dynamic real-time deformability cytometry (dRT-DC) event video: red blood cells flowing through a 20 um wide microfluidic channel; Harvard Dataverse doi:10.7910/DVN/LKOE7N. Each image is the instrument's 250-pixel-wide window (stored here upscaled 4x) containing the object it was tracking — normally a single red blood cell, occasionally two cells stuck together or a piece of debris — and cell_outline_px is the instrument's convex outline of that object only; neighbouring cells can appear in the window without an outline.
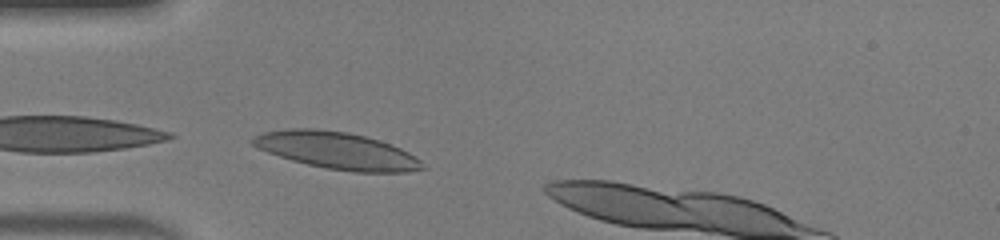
{"species": "human", "species_latin": "Homo sapiens", "temperature_condition": "warm", "stored_images_in_passage": 5, "camera_frame_rate_fps": 3000, "um_per_image_px": 0.085, "donor": {"sex": "male"}, "frame": {"image": 1, "passage_image": 5, "time_ms": 1.333, "image_size_px": [1000, 240], "cell_outline_px": [[428, 168], [408, 172], [352, 172], [324, 168], [292, 160], [268, 152], [252, 144], [252, 136], [264, 132], [284, 128], [312, 128], [348, 132], [380, 140], [400, 148], [416, 156]], "centroid_in_image_um": [28.67, 12.8], "position_along_channel_um": 56.3, "area_um2": 36.65}}